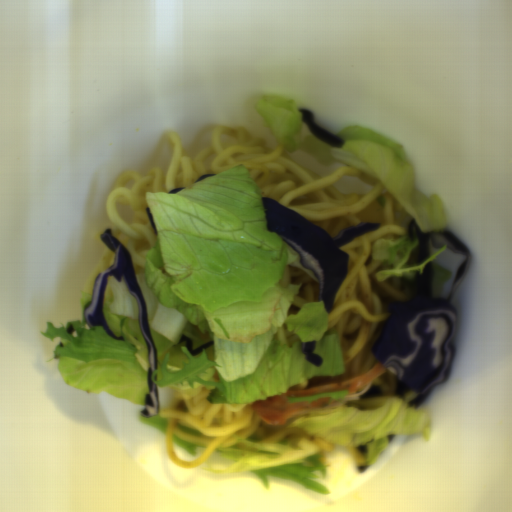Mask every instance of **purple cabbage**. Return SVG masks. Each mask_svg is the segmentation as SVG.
I'll list each match as a JSON object with an SVG mask.
<instances>
[{"mask_svg": "<svg viewBox=\"0 0 512 512\" xmlns=\"http://www.w3.org/2000/svg\"><path fill=\"white\" fill-rule=\"evenodd\" d=\"M268 232L277 233L298 255L304 269H310L318 285V300L330 313L336 294L349 268V254L340 248L358 236L379 230L381 223L360 222L331 234L270 196L261 198Z\"/></svg>", "mask_w": 512, "mask_h": 512, "instance_id": "obj_2", "label": "purple cabbage"}, {"mask_svg": "<svg viewBox=\"0 0 512 512\" xmlns=\"http://www.w3.org/2000/svg\"><path fill=\"white\" fill-rule=\"evenodd\" d=\"M383 392L381 386L379 384H372L363 395L360 397L363 398H372V397H382Z\"/></svg>", "mask_w": 512, "mask_h": 512, "instance_id": "obj_7", "label": "purple cabbage"}, {"mask_svg": "<svg viewBox=\"0 0 512 512\" xmlns=\"http://www.w3.org/2000/svg\"><path fill=\"white\" fill-rule=\"evenodd\" d=\"M183 342L186 343V348H187L188 352L192 356H195V355L201 353L202 351H204L205 349H207L208 347H210L211 345H213L215 340H212L208 343L202 344L199 347H197L196 349H193L194 340L191 337H189L188 335L182 334L181 337L179 338L177 344H180Z\"/></svg>", "mask_w": 512, "mask_h": 512, "instance_id": "obj_6", "label": "purple cabbage"}, {"mask_svg": "<svg viewBox=\"0 0 512 512\" xmlns=\"http://www.w3.org/2000/svg\"><path fill=\"white\" fill-rule=\"evenodd\" d=\"M300 348L303 354L305 355V360L314 365L315 367H319L324 362L321 355L316 354L314 351L317 348L316 341H306L300 343Z\"/></svg>", "mask_w": 512, "mask_h": 512, "instance_id": "obj_5", "label": "purple cabbage"}, {"mask_svg": "<svg viewBox=\"0 0 512 512\" xmlns=\"http://www.w3.org/2000/svg\"><path fill=\"white\" fill-rule=\"evenodd\" d=\"M145 212H146L147 217H148V219H149V221H150V223H151V226H152V229H153V231H154L155 235H157V234H158L157 226H156V223H155L154 217H153V215H152V213H151V211H150L149 207H146Z\"/></svg>", "mask_w": 512, "mask_h": 512, "instance_id": "obj_8", "label": "purple cabbage"}, {"mask_svg": "<svg viewBox=\"0 0 512 512\" xmlns=\"http://www.w3.org/2000/svg\"><path fill=\"white\" fill-rule=\"evenodd\" d=\"M212 176H216V174H211V173H210V174L202 175V176H200V177H199V178H198L194 183H197V182H199V181H201V180H203V179H206V178H209V177H212Z\"/></svg>", "mask_w": 512, "mask_h": 512, "instance_id": "obj_10", "label": "purple cabbage"}, {"mask_svg": "<svg viewBox=\"0 0 512 512\" xmlns=\"http://www.w3.org/2000/svg\"><path fill=\"white\" fill-rule=\"evenodd\" d=\"M410 242L418 245L406 264H422L433 249L465 256L459 263L447 298L433 297V261L417 274L413 295L408 301L392 304L393 312L371 348V353L396 376V396L407 391L416 396L407 404L419 408L432 390L448 378L456 355L458 311L454 305L471 262L470 249L450 230L423 231L412 218L406 230Z\"/></svg>", "mask_w": 512, "mask_h": 512, "instance_id": "obj_1", "label": "purple cabbage"}, {"mask_svg": "<svg viewBox=\"0 0 512 512\" xmlns=\"http://www.w3.org/2000/svg\"><path fill=\"white\" fill-rule=\"evenodd\" d=\"M358 452L361 453L362 455H364L365 457H367V454H368V446H365V445H359L358 447H356Z\"/></svg>", "mask_w": 512, "mask_h": 512, "instance_id": "obj_9", "label": "purple cabbage"}, {"mask_svg": "<svg viewBox=\"0 0 512 512\" xmlns=\"http://www.w3.org/2000/svg\"><path fill=\"white\" fill-rule=\"evenodd\" d=\"M298 112L302 114L301 120L305 123L307 129L315 136V138L331 148L343 147L342 138L331 132L330 130L317 125L312 110L307 108H298Z\"/></svg>", "mask_w": 512, "mask_h": 512, "instance_id": "obj_4", "label": "purple cabbage"}, {"mask_svg": "<svg viewBox=\"0 0 512 512\" xmlns=\"http://www.w3.org/2000/svg\"><path fill=\"white\" fill-rule=\"evenodd\" d=\"M184 189H186V187L174 188V189H171L167 194H176Z\"/></svg>", "mask_w": 512, "mask_h": 512, "instance_id": "obj_11", "label": "purple cabbage"}, {"mask_svg": "<svg viewBox=\"0 0 512 512\" xmlns=\"http://www.w3.org/2000/svg\"><path fill=\"white\" fill-rule=\"evenodd\" d=\"M74 330L75 329L73 328V326L71 324L66 328V332L70 335L74 332Z\"/></svg>", "mask_w": 512, "mask_h": 512, "instance_id": "obj_12", "label": "purple cabbage"}, {"mask_svg": "<svg viewBox=\"0 0 512 512\" xmlns=\"http://www.w3.org/2000/svg\"><path fill=\"white\" fill-rule=\"evenodd\" d=\"M100 237L102 242L114 252L115 257L112 265L95 278L92 300L84 311L85 320L89 326L103 327L113 339L124 341L122 335L117 337L110 329L104 315V298L109 276H114L118 282H122L124 279L130 295L137 300L139 328L148 345L150 366L147 369V384L149 390L144 397V409L140 412L143 417H155L159 413V394L158 386L152 381V375L158 370V354L148 323L146 303L136 277L132 256L127 248L114 236L112 228L104 229Z\"/></svg>", "mask_w": 512, "mask_h": 512, "instance_id": "obj_3", "label": "purple cabbage"}]
</instances>
